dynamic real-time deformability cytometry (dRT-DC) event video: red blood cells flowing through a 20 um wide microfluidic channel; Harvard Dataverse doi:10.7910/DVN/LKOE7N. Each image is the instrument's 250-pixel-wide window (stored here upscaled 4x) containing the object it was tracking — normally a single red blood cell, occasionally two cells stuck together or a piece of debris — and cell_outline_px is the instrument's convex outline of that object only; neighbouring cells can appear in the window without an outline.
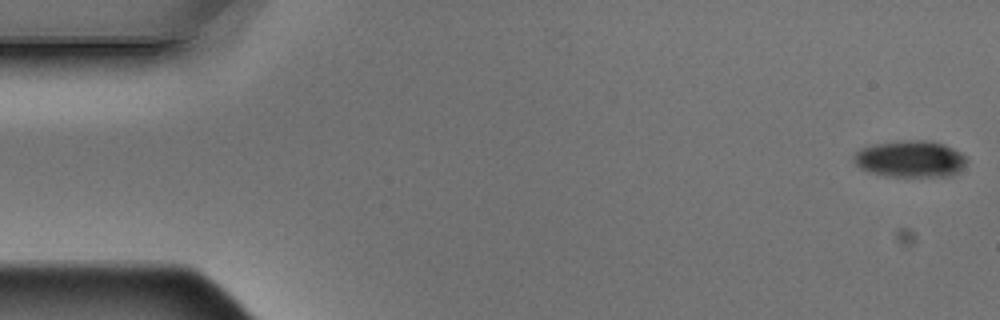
{"species": "Egyptian fruit bat (a non-hibernating species)", "species_latin": "Rousettus aegyptiacus", "temperature_condition": "warm", "stored_images_in_passage": 5, "camera_frame_rate_fps": 3000, "um_per_image_px": 0.085, "animal": {"sex": "male"}, "frame": {"image": 1, "passage_image": 1, "time_ms": 0.0, "image_size_px": [1000, 320], "cell_outline_px": [[968, 160], [952, 176], [888, 176], [872, 172], [860, 168], [852, 160], [852, 156], [860, 148], [872, 144], [896, 140], [928, 140], [944, 144], [968, 156]], "centroid_in_image_um": [77.35, 13.48], "position_along_channel_um": 7.6, "area_um2": 24.28}}
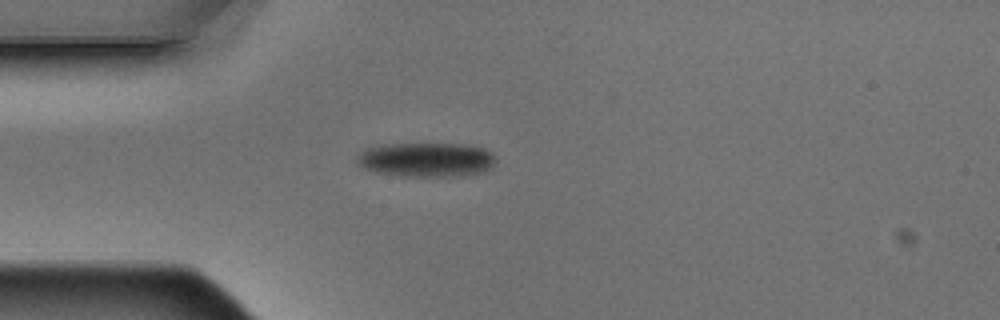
{"frame": {"image": 2, "passage_image": 5, "time_ms": 1.333, "image_size_px": [1000, 320], "cell_outline_px": [[496, 160], [492, 168], [484, 172], [464, 176], [404, 176], [376, 172], [364, 168], [356, 164], [356, 156], [360, 152], [368, 148], [384, 144], [464, 144], [484, 148], [492, 152]], "centroid_in_image_um": [36.26, 13.58], "position_along_channel_um": 48.7, "area_um2": 28.03}}